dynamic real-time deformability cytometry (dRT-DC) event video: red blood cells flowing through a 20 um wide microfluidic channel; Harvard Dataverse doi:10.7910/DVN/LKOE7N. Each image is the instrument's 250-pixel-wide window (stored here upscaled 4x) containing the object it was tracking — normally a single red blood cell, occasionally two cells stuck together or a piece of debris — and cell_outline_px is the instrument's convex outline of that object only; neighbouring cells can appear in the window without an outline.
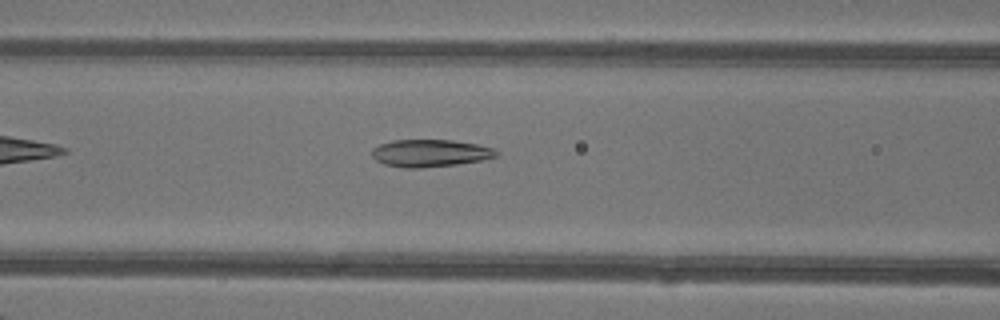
{"species": "common noctule bat (a hibernating species)", "species_latin": "Nyctalus noctula", "temperature_condition": "warm", "stored_images_in_passage": 31, "camera_frame_rate_fps": 3000, "um_per_image_px": 0.085, "animal": {"sex": "female"}, "frame": {"image": 1, "passage_image": 7, "time_ms": 2.0, "image_size_px": [1000, 320], "cell_outline_px": [[500, 152], [496, 156], [480, 160], [456, 164], [420, 168], [404, 168], [384, 164], [376, 160], [372, 156], [372, 148], [380, 144], [392, 140], [452, 140], [476, 144], [492, 148]], "centroid_in_image_um": [36.53, 13.01], "position_along_channel_um": 130.1, "area_um2": 19.71}}
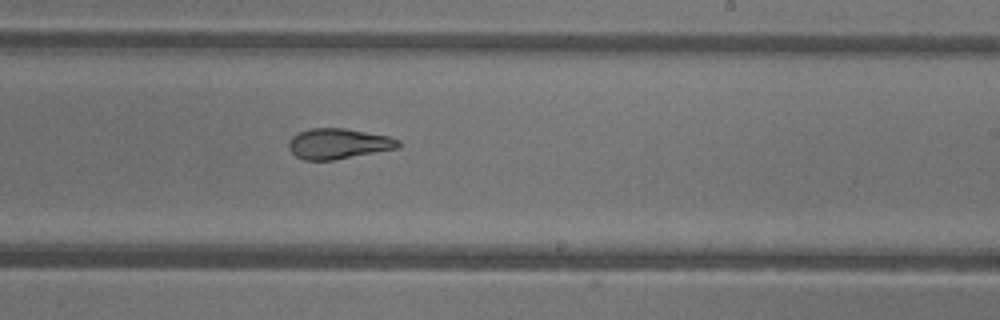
{"frame": {"image": 2, "passage_image": 16, "time_ms": 5.0, "image_size_px": [1000, 320], "cell_outline_px": [[400, 148], [332, 160], [304, 160], [296, 156], [288, 148], [288, 144], [292, 136], [308, 128], [344, 128], [388, 136], [400, 140]], "centroid_in_image_um": [28.76, 12.21], "position_along_channel_um": 260.2, "area_um2": 19.42}}
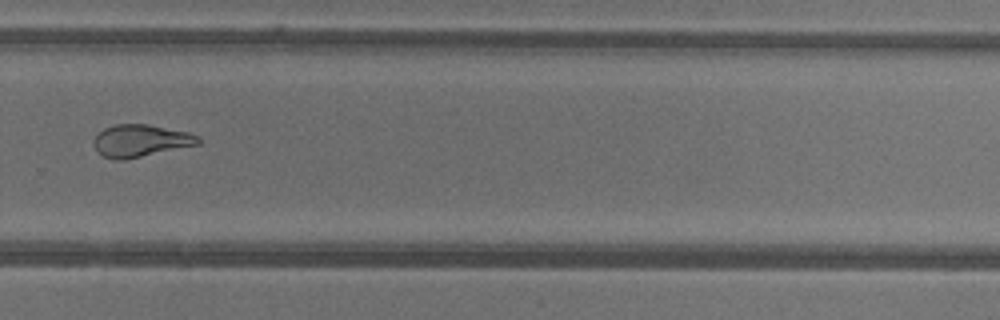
{"frame": {"image": 3, "passage_image": 20, "time_ms": 6.333, "image_size_px": [1000, 320], "cell_outline_px": [[200, 144], [124, 160], [116, 160], [104, 156], [96, 152], [92, 144], [96, 136], [104, 128], [116, 124], [148, 124], [188, 132], [200, 136]], "centroid_in_image_um": [11.94, 11.96], "position_along_channel_um": 317.9, "area_um2": 19.71}, "authors_computed_cell_mechanics": {"area_um2": 20.2878, "velocity_mm_per_s": 4.3456, "shape_relaxation_time_tau1_ms": 6.2475, "shape_relaxation_time_tau2_ms": 1.5143, "deformation_change_tau1": 0.2213, "deformation_change_tau2": 0.0944}}